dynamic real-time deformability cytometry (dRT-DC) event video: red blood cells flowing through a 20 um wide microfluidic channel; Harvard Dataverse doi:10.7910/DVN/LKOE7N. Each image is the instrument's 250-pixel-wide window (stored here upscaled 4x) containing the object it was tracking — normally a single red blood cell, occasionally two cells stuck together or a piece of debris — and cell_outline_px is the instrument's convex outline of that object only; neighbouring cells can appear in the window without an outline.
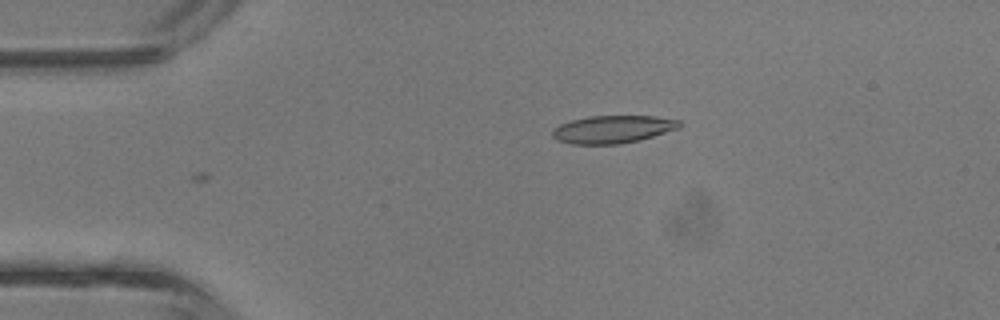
{"species": "common noctule bat (a hibernating species)", "species_latin": "Nyctalus noctula", "temperature_condition": "room temperature", "stored_images_in_passage": 8, "camera_frame_rate_fps": 3000, "um_per_image_px": 0.085, "animal": {"sex": "male", "body_mass_g": 13.3}, "frame": {"image": 1, "passage_image": 8, "time_ms": 2.333, "image_size_px": [1000, 320], "cell_outline_px": [[684, 124], [680, 128], [640, 140], [620, 144], [572, 144], [556, 140], [552, 136], [552, 128], [560, 124], [572, 120], [588, 116], [656, 116], [680, 120]], "centroid_in_image_um": [52.11, 10.99], "position_along_channel_um": 32.9, "area_um2": 20.75}}